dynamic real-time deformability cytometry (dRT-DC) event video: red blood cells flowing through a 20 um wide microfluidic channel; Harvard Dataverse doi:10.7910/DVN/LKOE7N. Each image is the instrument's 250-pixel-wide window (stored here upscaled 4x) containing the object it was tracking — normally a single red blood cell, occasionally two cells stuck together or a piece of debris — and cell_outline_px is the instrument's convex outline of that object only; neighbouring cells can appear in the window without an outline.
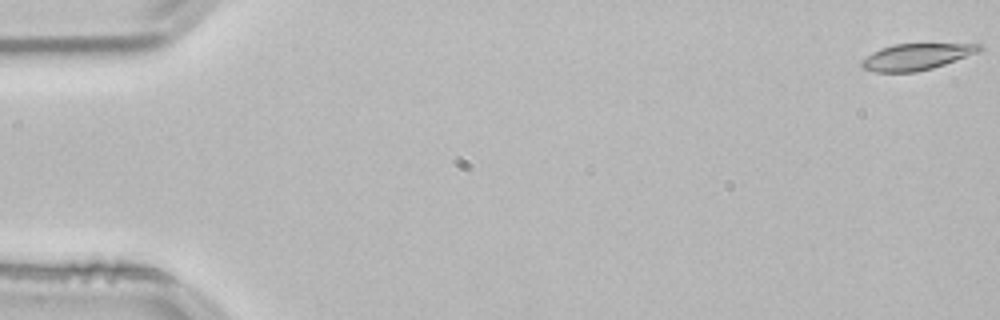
{"species": "common noctule bat (a hibernating species)", "species_latin": "Nyctalus noctula", "temperature_condition": "room temperature", "stored_images_in_passage": 54, "camera_frame_rate_fps": 3000, "um_per_image_px": 0.085, "animal": {"sex": "male", "body_mass_g": 21.5, "forearm_length_mm": 52.0}, "frame": {"image": 1, "passage_image": 1, "time_ms": 0.0, "image_size_px": [1000, 320], "cell_outline_px": [[984, 48], [976, 52], [944, 64], [932, 68], [916, 72], [876, 72], [864, 68], [860, 64], [860, 60], [872, 52], [880, 48], [896, 44], [980, 44]], "centroid_in_image_um": [77.82, 4.82], "position_along_channel_um": 7.2, "area_um2": 17.8}}
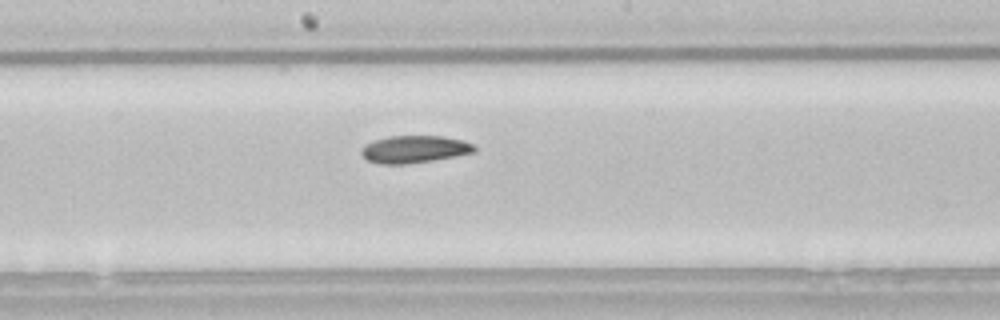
{"frame": {"image": 2, "passage_image": 29, "time_ms": 9.333, "image_size_px": [1000, 320], "cell_outline_px": [[476, 152], [456, 156], [432, 160], [404, 164], [380, 164], [368, 160], [360, 152], [360, 148], [376, 140], [388, 136], [444, 136], [464, 140], [476, 144]], "centroid_in_image_um": [35.28, 12.68], "position_along_channel_um": 212.9, "area_um2": 18.03}}
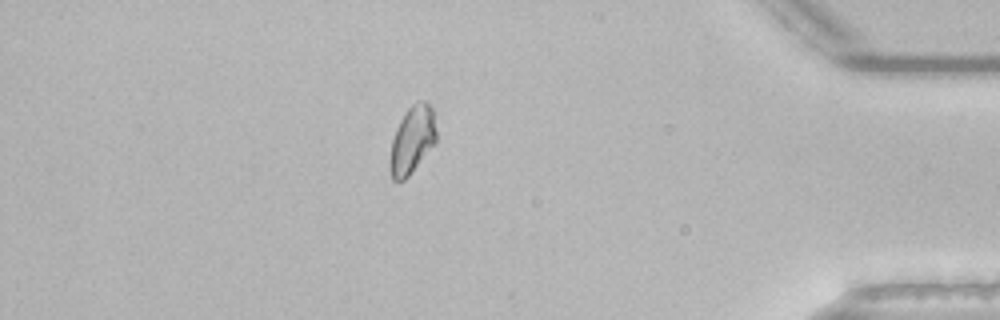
{"frame": {"image": 3, "passage_image": 47, "time_ms": 15.333, "image_size_px": [1000, 320], "cell_outline_px": [[436, 140], [408, 176], [404, 180], [392, 180], [388, 164], [392, 140], [396, 128], [400, 120], [408, 108], [416, 100], [424, 100], [432, 108], [436, 128]], "centroid_in_image_um": [35.0, 11.87], "position_along_channel_um": 400.2, "area_um2": 18.03}}